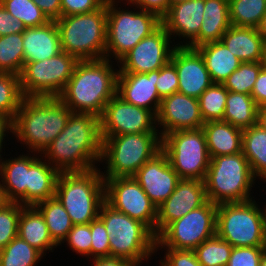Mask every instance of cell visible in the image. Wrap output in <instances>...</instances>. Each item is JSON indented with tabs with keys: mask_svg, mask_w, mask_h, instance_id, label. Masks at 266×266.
I'll list each match as a JSON object with an SVG mask.
<instances>
[{
	"mask_svg": "<svg viewBox=\"0 0 266 266\" xmlns=\"http://www.w3.org/2000/svg\"><path fill=\"white\" fill-rule=\"evenodd\" d=\"M102 144L100 118L72 112L63 131L41 156L59 172H83L97 168Z\"/></svg>",
	"mask_w": 266,
	"mask_h": 266,
	"instance_id": "obj_1",
	"label": "cell"
},
{
	"mask_svg": "<svg viewBox=\"0 0 266 266\" xmlns=\"http://www.w3.org/2000/svg\"><path fill=\"white\" fill-rule=\"evenodd\" d=\"M110 59L78 61L59 99L75 113L100 117L116 95L119 70ZM113 67V68H112Z\"/></svg>",
	"mask_w": 266,
	"mask_h": 266,
	"instance_id": "obj_2",
	"label": "cell"
},
{
	"mask_svg": "<svg viewBox=\"0 0 266 266\" xmlns=\"http://www.w3.org/2000/svg\"><path fill=\"white\" fill-rule=\"evenodd\" d=\"M71 113L58 97L24 98L12 120V135L26 144L28 153L42 154L63 131Z\"/></svg>",
	"mask_w": 266,
	"mask_h": 266,
	"instance_id": "obj_3",
	"label": "cell"
},
{
	"mask_svg": "<svg viewBox=\"0 0 266 266\" xmlns=\"http://www.w3.org/2000/svg\"><path fill=\"white\" fill-rule=\"evenodd\" d=\"M55 197L68 212L73 225L95 220L105 202L104 178L100 169L60 172Z\"/></svg>",
	"mask_w": 266,
	"mask_h": 266,
	"instance_id": "obj_4",
	"label": "cell"
},
{
	"mask_svg": "<svg viewBox=\"0 0 266 266\" xmlns=\"http://www.w3.org/2000/svg\"><path fill=\"white\" fill-rule=\"evenodd\" d=\"M98 217L110 238V257L142 265L157 253L156 236L145 224L113 209L106 202L101 205Z\"/></svg>",
	"mask_w": 266,
	"mask_h": 266,
	"instance_id": "obj_5",
	"label": "cell"
},
{
	"mask_svg": "<svg viewBox=\"0 0 266 266\" xmlns=\"http://www.w3.org/2000/svg\"><path fill=\"white\" fill-rule=\"evenodd\" d=\"M61 50L78 61L105 58L107 29V0L98 10L60 17L55 21Z\"/></svg>",
	"mask_w": 266,
	"mask_h": 266,
	"instance_id": "obj_6",
	"label": "cell"
},
{
	"mask_svg": "<svg viewBox=\"0 0 266 266\" xmlns=\"http://www.w3.org/2000/svg\"><path fill=\"white\" fill-rule=\"evenodd\" d=\"M102 140L100 161L106 164V171H101L103 178L133 177L162 150L160 132L123 134L102 137Z\"/></svg>",
	"mask_w": 266,
	"mask_h": 266,
	"instance_id": "obj_7",
	"label": "cell"
},
{
	"mask_svg": "<svg viewBox=\"0 0 266 266\" xmlns=\"http://www.w3.org/2000/svg\"><path fill=\"white\" fill-rule=\"evenodd\" d=\"M255 180L242 152L213 157L204 180L207 200L217 205L249 201Z\"/></svg>",
	"mask_w": 266,
	"mask_h": 266,
	"instance_id": "obj_8",
	"label": "cell"
},
{
	"mask_svg": "<svg viewBox=\"0 0 266 266\" xmlns=\"http://www.w3.org/2000/svg\"><path fill=\"white\" fill-rule=\"evenodd\" d=\"M120 1L123 0H107L105 58L116 61L162 25L157 14L138 7L137 11L118 8Z\"/></svg>",
	"mask_w": 266,
	"mask_h": 266,
	"instance_id": "obj_9",
	"label": "cell"
},
{
	"mask_svg": "<svg viewBox=\"0 0 266 266\" xmlns=\"http://www.w3.org/2000/svg\"><path fill=\"white\" fill-rule=\"evenodd\" d=\"M216 235L232 247H266V205L255 199L217 205Z\"/></svg>",
	"mask_w": 266,
	"mask_h": 266,
	"instance_id": "obj_10",
	"label": "cell"
},
{
	"mask_svg": "<svg viewBox=\"0 0 266 266\" xmlns=\"http://www.w3.org/2000/svg\"><path fill=\"white\" fill-rule=\"evenodd\" d=\"M162 151L180 179L205 180L211 158L202 128L165 134Z\"/></svg>",
	"mask_w": 266,
	"mask_h": 266,
	"instance_id": "obj_11",
	"label": "cell"
},
{
	"mask_svg": "<svg viewBox=\"0 0 266 266\" xmlns=\"http://www.w3.org/2000/svg\"><path fill=\"white\" fill-rule=\"evenodd\" d=\"M78 60L65 51L23 66L19 75L25 98L59 97L72 76Z\"/></svg>",
	"mask_w": 266,
	"mask_h": 266,
	"instance_id": "obj_12",
	"label": "cell"
},
{
	"mask_svg": "<svg viewBox=\"0 0 266 266\" xmlns=\"http://www.w3.org/2000/svg\"><path fill=\"white\" fill-rule=\"evenodd\" d=\"M217 204L207 200L202 206L171 222L157 237L159 248L194 250L216 235Z\"/></svg>",
	"mask_w": 266,
	"mask_h": 266,
	"instance_id": "obj_13",
	"label": "cell"
},
{
	"mask_svg": "<svg viewBox=\"0 0 266 266\" xmlns=\"http://www.w3.org/2000/svg\"><path fill=\"white\" fill-rule=\"evenodd\" d=\"M105 202L145 224L156 236L157 207L134 177L104 178Z\"/></svg>",
	"mask_w": 266,
	"mask_h": 266,
	"instance_id": "obj_14",
	"label": "cell"
},
{
	"mask_svg": "<svg viewBox=\"0 0 266 266\" xmlns=\"http://www.w3.org/2000/svg\"><path fill=\"white\" fill-rule=\"evenodd\" d=\"M99 118L102 137L159 132L152 111L132 105L117 94L106 104Z\"/></svg>",
	"mask_w": 266,
	"mask_h": 266,
	"instance_id": "obj_15",
	"label": "cell"
},
{
	"mask_svg": "<svg viewBox=\"0 0 266 266\" xmlns=\"http://www.w3.org/2000/svg\"><path fill=\"white\" fill-rule=\"evenodd\" d=\"M170 39L171 36L161 25L117 61L118 73H149L165 66L177 47L170 45Z\"/></svg>",
	"mask_w": 266,
	"mask_h": 266,
	"instance_id": "obj_16",
	"label": "cell"
},
{
	"mask_svg": "<svg viewBox=\"0 0 266 266\" xmlns=\"http://www.w3.org/2000/svg\"><path fill=\"white\" fill-rule=\"evenodd\" d=\"M156 121L161 137L169 132L199 129L204 124L198 99L180 92L161 99Z\"/></svg>",
	"mask_w": 266,
	"mask_h": 266,
	"instance_id": "obj_17",
	"label": "cell"
},
{
	"mask_svg": "<svg viewBox=\"0 0 266 266\" xmlns=\"http://www.w3.org/2000/svg\"><path fill=\"white\" fill-rule=\"evenodd\" d=\"M207 201L205 182L180 179L173 193L157 207L156 237L173 221Z\"/></svg>",
	"mask_w": 266,
	"mask_h": 266,
	"instance_id": "obj_18",
	"label": "cell"
},
{
	"mask_svg": "<svg viewBox=\"0 0 266 266\" xmlns=\"http://www.w3.org/2000/svg\"><path fill=\"white\" fill-rule=\"evenodd\" d=\"M204 8L205 0H184L170 5L167 13L161 18L162 26L171 38L176 34L175 37L182 36L181 38L186 41H180L175 46L193 49L199 47V31Z\"/></svg>",
	"mask_w": 266,
	"mask_h": 266,
	"instance_id": "obj_19",
	"label": "cell"
},
{
	"mask_svg": "<svg viewBox=\"0 0 266 266\" xmlns=\"http://www.w3.org/2000/svg\"><path fill=\"white\" fill-rule=\"evenodd\" d=\"M170 62L178 75V92L198 99L213 82L200 53L193 48L177 46Z\"/></svg>",
	"mask_w": 266,
	"mask_h": 266,
	"instance_id": "obj_20",
	"label": "cell"
},
{
	"mask_svg": "<svg viewBox=\"0 0 266 266\" xmlns=\"http://www.w3.org/2000/svg\"><path fill=\"white\" fill-rule=\"evenodd\" d=\"M133 177L156 207L173 193L180 180L162 150L146 162Z\"/></svg>",
	"mask_w": 266,
	"mask_h": 266,
	"instance_id": "obj_21",
	"label": "cell"
},
{
	"mask_svg": "<svg viewBox=\"0 0 266 266\" xmlns=\"http://www.w3.org/2000/svg\"><path fill=\"white\" fill-rule=\"evenodd\" d=\"M116 94L124 101L156 115L161 103L156 88V70L149 73H118Z\"/></svg>",
	"mask_w": 266,
	"mask_h": 266,
	"instance_id": "obj_22",
	"label": "cell"
},
{
	"mask_svg": "<svg viewBox=\"0 0 266 266\" xmlns=\"http://www.w3.org/2000/svg\"><path fill=\"white\" fill-rule=\"evenodd\" d=\"M38 155L40 156L39 153L33 152V154L24 155L22 153L8 160L0 158V180L9 201L27 206L29 166L38 158Z\"/></svg>",
	"mask_w": 266,
	"mask_h": 266,
	"instance_id": "obj_23",
	"label": "cell"
},
{
	"mask_svg": "<svg viewBox=\"0 0 266 266\" xmlns=\"http://www.w3.org/2000/svg\"><path fill=\"white\" fill-rule=\"evenodd\" d=\"M24 65L49 59L60 53V36L55 21L39 27L26 28L22 32Z\"/></svg>",
	"mask_w": 266,
	"mask_h": 266,
	"instance_id": "obj_24",
	"label": "cell"
},
{
	"mask_svg": "<svg viewBox=\"0 0 266 266\" xmlns=\"http://www.w3.org/2000/svg\"><path fill=\"white\" fill-rule=\"evenodd\" d=\"M221 41L241 62L265 61V42L257 28L231 25Z\"/></svg>",
	"mask_w": 266,
	"mask_h": 266,
	"instance_id": "obj_25",
	"label": "cell"
},
{
	"mask_svg": "<svg viewBox=\"0 0 266 266\" xmlns=\"http://www.w3.org/2000/svg\"><path fill=\"white\" fill-rule=\"evenodd\" d=\"M210 158L242 152L243 130L224 121L203 124Z\"/></svg>",
	"mask_w": 266,
	"mask_h": 266,
	"instance_id": "obj_26",
	"label": "cell"
},
{
	"mask_svg": "<svg viewBox=\"0 0 266 266\" xmlns=\"http://www.w3.org/2000/svg\"><path fill=\"white\" fill-rule=\"evenodd\" d=\"M18 236L43 255L53 252L57 244L52 240L44 216L35 206H24L18 221ZM53 250V251H52Z\"/></svg>",
	"mask_w": 266,
	"mask_h": 266,
	"instance_id": "obj_27",
	"label": "cell"
},
{
	"mask_svg": "<svg viewBox=\"0 0 266 266\" xmlns=\"http://www.w3.org/2000/svg\"><path fill=\"white\" fill-rule=\"evenodd\" d=\"M40 155L29 166L27 185V206L55 197L56 184L60 172Z\"/></svg>",
	"mask_w": 266,
	"mask_h": 266,
	"instance_id": "obj_28",
	"label": "cell"
},
{
	"mask_svg": "<svg viewBox=\"0 0 266 266\" xmlns=\"http://www.w3.org/2000/svg\"><path fill=\"white\" fill-rule=\"evenodd\" d=\"M195 49L202 56L213 83L223 84L241 64L222 41L203 44Z\"/></svg>",
	"mask_w": 266,
	"mask_h": 266,
	"instance_id": "obj_29",
	"label": "cell"
},
{
	"mask_svg": "<svg viewBox=\"0 0 266 266\" xmlns=\"http://www.w3.org/2000/svg\"><path fill=\"white\" fill-rule=\"evenodd\" d=\"M231 26L228 0H205L203 22L199 31V46L221 41Z\"/></svg>",
	"mask_w": 266,
	"mask_h": 266,
	"instance_id": "obj_30",
	"label": "cell"
},
{
	"mask_svg": "<svg viewBox=\"0 0 266 266\" xmlns=\"http://www.w3.org/2000/svg\"><path fill=\"white\" fill-rule=\"evenodd\" d=\"M242 153L254 177L266 182V131L257 124L243 129Z\"/></svg>",
	"mask_w": 266,
	"mask_h": 266,
	"instance_id": "obj_31",
	"label": "cell"
},
{
	"mask_svg": "<svg viewBox=\"0 0 266 266\" xmlns=\"http://www.w3.org/2000/svg\"><path fill=\"white\" fill-rule=\"evenodd\" d=\"M258 105L249 94L228 91L223 121L240 129L257 124Z\"/></svg>",
	"mask_w": 266,
	"mask_h": 266,
	"instance_id": "obj_32",
	"label": "cell"
},
{
	"mask_svg": "<svg viewBox=\"0 0 266 266\" xmlns=\"http://www.w3.org/2000/svg\"><path fill=\"white\" fill-rule=\"evenodd\" d=\"M35 207L44 216L52 240L58 246L62 245V241L73 227L68 212L56 197L41 201Z\"/></svg>",
	"mask_w": 266,
	"mask_h": 266,
	"instance_id": "obj_33",
	"label": "cell"
},
{
	"mask_svg": "<svg viewBox=\"0 0 266 266\" xmlns=\"http://www.w3.org/2000/svg\"><path fill=\"white\" fill-rule=\"evenodd\" d=\"M230 24L258 28L266 14V0H228Z\"/></svg>",
	"mask_w": 266,
	"mask_h": 266,
	"instance_id": "obj_34",
	"label": "cell"
},
{
	"mask_svg": "<svg viewBox=\"0 0 266 266\" xmlns=\"http://www.w3.org/2000/svg\"><path fill=\"white\" fill-rule=\"evenodd\" d=\"M43 257L39 250L16 236L0 250V266H37Z\"/></svg>",
	"mask_w": 266,
	"mask_h": 266,
	"instance_id": "obj_35",
	"label": "cell"
},
{
	"mask_svg": "<svg viewBox=\"0 0 266 266\" xmlns=\"http://www.w3.org/2000/svg\"><path fill=\"white\" fill-rule=\"evenodd\" d=\"M22 33L0 37V72L20 75L24 66Z\"/></svg>",
	"mask_w": 266,
	"mask_h": 266,
	"instance_id": "obj_36",
	"label": "cell"
},
{
	"mask_svg": "<svg viewBox=\"0 0 266 266\" xmlns=\"http://www.w3.org/2000/svg\"><path fill=\"white\" fill-rule=\"evenodd\" d=\"M228 90L223 84L213 83L198 98L204 123L223 121Z\"/></svg>",
	"mask_w": 266,
	"mask_h": 266,
	"instance_id": "obj_37",
	"label": "cell"
},
{
	"mask_svg": "<svg viewBox=\"0 0 266 266\" xmlns=\"http://www.w3.org/2000/svg\"><path fill=\"white\" fill-rule=\"evenodd\" d=\"M24 98L19 75L0 72V114L13 120Z\"/></svg>",
	"mask_w": 266,
	"mask_h": 266,
	"instance_id": "obj_38",
	"label": "cell"
},
{
	"mask_svg": "<svg viewBox=\"0 0 266 266\" xmlns=\"http://www.w3.org/2000/svg\"><path fill=\"white\" fill-rule=\"evenodd\" d=\"M232 250L227 241L215 235L201 243L194 252L202 266H226Z\"/></svg>",
	"mask_w": 266,
	"mask_h": 266,
	"instance_id": "obj_39",
	"label": "cell"
},
{
	"mask_svg": "<svg viewBox=\"0 0 266 266\" xmlns=\"http://www.w3.org/2000/svg\"><path fill=\"white\" fill-rule=\"evenodd\" d=\"M0 3L26 28L39 27L50 21L32 0H0Z\"/></svg>",
	"mask_w": 266,
	"mask_h": 266,
	"instance_id": "obj_40",
	"label": "cell"
},
{
	"mask_svg": "<svg viewBox=\"0 0 266 266\" xmlns=\"http://www.w3.org/2000/svg\"><path fill=\"white\" fill-rule=\"evenodd\" d=\"M265 62H241L224 82L223 85L228 91L251 95L254 83Z\"/></svg>",
	"mask_w": 266,
	"mask_h": 266,
	"instance_id": "obj_41",
	"label": "cell"
},
{
	"mask_svg": "<svg viewBox=\"0 0 266 266\" xmlns=\"http://www.w3.org/2000/svg\"><path fill=\"white\" fill-rule=\"evenodd\" d=\"M23 207L10 201L0 208V250L18 236V221Z\"/></svg>",
	"mask_w": 266,
	"mask_h": 266,
	"instance_id": "obj_42",
	"label": "cell"
},
{
	"mask_svg": "<svg viewBox=\"0 0 266 266\" xmlns=\"http://www.w3.org/2000/svg\"><path fill=\"white\" fill-rule=\"evenodd\" d=\"M91 222L88 224L73 225L66 238L62 243L66 242L67 246L76 254L83 257H91ZM90 256V257H89Z\"/></svg>",
	"mask_w": 266,
	"mask_h": 266,
	"instance_id": "obj_43",
	"label": "cell"
},
{
	"mask_svg": "<svg viewBox=\"0 0 266 266\" xmlns=\"http://www.w3.org/2000/svg\"><path fill=\"white\" fill-rule=\"evenodd\" d=\"M91 236V259L110 257V238L103 221L99 217L91 221Z\"/></svg>",
	"mask_w": 266,
	"mask_h": 266,
	"instance_id": "obj_44",
	"label": "cell"
},
{
	"mask_svg": "<svg viewBox=\"0 0 266 266\" xmlns=\"http://www.w3.org/2000/svg\"><path fill=\"white\" fill-rule=\"evenodd\" d=\"M156 88L161 99L178 92L177 70L171 62L156 70Z\"/></svg>",
	"mask_w": 266,
	"mask_h": 266,
	"instance_id": "obj_45",
	"label": "cell"
},
{
	"mask_svg": "<svg viewBox=\"0 0 266 266\" xmlns=\"http://www.w3.org/2000/svg\"><path fill=\"white\" fill-rule=\"evenodd\" d=\"M266 247H233L226 266H259Z\"/></svg>",
	"mask_w": 266,
	"mask_h": 266,
	"instance_id": "obj_46",
	"label": "cell"
},
{
	"mask_svg": "<svg viewBox=\"0 0 266 266\" xmlns=\"http://www.w3.org/2000/svg\"><path fill=\"white\" fill-rule=\"evenodd\" d=\"M167 249L164 259L160 260V266H202L195 255L194 250L186 249Z\"/></svg>",
	"mask_w": 266,
	"mask_h": 266,
	"instance_id": "obj_47",
	"label": "cell"
},
{
	"mask_svg": "<svg viewBox=\"0 0 266 266\" xmlns=\"http://www.w3.org/2000/svg\"><path fill=\"white\" fill-rule=\"evenodd\" d=\"M105 3L106 0H61V17L91 13Z\"/></svg>",
	"mask_w": 266,
	"mask_h": 266,
	"instance_id": "obj_48",
	"label": "cell"
},
{
	"mask_svg": "<svg viewBox=\"0 0 266 266\" xmlns=\"http://www.w3.org/2000/svg\"><path fill=\"white\" fill-rule=\"evenodd\" d=\"M26 27L13 17L0 3V37L15 33H22Z\"/></svg>",
	"mask_w": 266,
	"mask_h": 266,
	"instance_id": "obj_49",
	"label": "cell"
},
{
	"mask_svg": "<svg viewBox=\"0 0 266 266\" xmlns=\"http://www.w3.org/2000/svg\"><path fill=\"white\" fill-rule=\"evenodd\" d=\"M125 4L131 7H138L141 10L150 11L162 18L170 7V0H124Z\"/></svg>",
	"mask_w": 266,
	"mask_h": 266,
	"instance_id": "obj_50",
	"label": "cell"
},
{
	"mask_svg": "<svg viewBox=\"0 0 266 266\" xmlns=\"http://www.w3.org/2000/svg\"><path fill=\"white\" fill-rule=\"evenodd\" d=\"M255 103L261 107L266 105V64L264 63L258 74L251 93Z\"/></svg>",
	"mask_w": 266,
	"mask_h": 266,
	"instance_id": "obj_51",
	"label": "cell"
},
{
	"mask_svg": "<svg viewBox=\"0 0 266 266\" xmlns=\"http://www.w3.org/2000/svg\"><path fill=\"white\" fill-rule=\"evenodd\" d=\"M50 21L61 17V0H32Z\"/></svg>",
	"mask_w": 266,
	"mask_h": 266,
	"instance_id": "obj_52",
	"label": "cell"
},
{
	"mask_svg": "<svg viewBox=\"0 0 266 266\" xmlns=\"http://www.w3.org/2000/svg\"><path fill=\"white\" fill-rule=\"evenodd\" d=\"M93 266H132L133 264L120 257H99L91 259Z\"/></svg>",
	"mask_w": 266,
	"mask_h": 266,
	"instance_id": "obj_53",
	"label": "cell"
},
{
	"mask_svg": "<svg viewBox=\"0 0 266 266\" xmlns=\"http://www.w3.org/2000/svg\"><path fill=\"white\" fill-rule=\"evenodd\" d=\"M12 133V120L5 115L0 114V158L6 133Z\"/></svg>",
	"mask_w": 266,
	"mask_h": 266,
	"instance_id": "obj_54",
	"label": "cell"
},
{
	"mask_svg": "<svg viewBox=\"0 0 266 266\" xmlns=\"http://www.w3.org/2000/svg\"><path fill=\"white\" fill-rule=\"evenodd\" d=\"M257 125L266 131V105L258 107Z\"/></svg>",
	"mask_w": 266,
	"mask_h": 266,
	"instance_id": "obj_55",
	"label": "cell"
},
{
	"mask_svg": "<svg viewBox=\"0 0 266 266\" xmlns=\"http://www.w3.org/2000/svg\"><path fill=\"white\" fill-rule=\"evenodd\" d=\"M257 29L259 31V34L263 37L264 42L266 43V14L262 18V21Z\"/></svg>",
	"mask_w": 266,
	"mask_h": 266,
	"instance_id": "obj_56",
	"label": "cell"
},
{
	"mask_svg": "<svg viewBox=\"0 0 266 266\" xmlns=\"http://www.w3.org/2000/svg\"><path fill=\"white\" fill-rule=\"evenodd\" d=\"M8 202L10 201L7 199L2 182L0 181V208L5 206Z\"/></svg>",
	"mask_w": 266,
	"mask_h": 266,
	"instance_id": "obj_57",
	"label": "cell"
},
{
	"mask_svg": "<svg viewBox=\"0 0 266 266\" xmlns=\"http://www.w3.org/2000/svg\"><path fill=\"white\" fill-rule=\"evenodd\" d=\"M259 266H266V252L263 254V256L261 257Z\"/></svg>",
	"mask_w": 266,
	"mask_h": 266,
	"instance_id": "obj_58",
	"label": "cell"
},
{
	"mask_svg": "<svg viewBox=\"0 0 266 266\" xmlns=\"http://www.w3.org/2000/svg\"><path fill=\"white\" fill-rule=\"evenodd\" d=\"M180 1H184V0H170V5L173 4V3L180 2Z\"/></svg>",
	"mask_w": 266,
	"mask_h": 266,
	"instance_id": "obj_59",
	"label": "cell"
},
{
	"mask_svg": "<svg viewBox=\"0 0 266 266\" xmlns=\"http://www.w3.org/2000/svg\"><path fill=\"white\" fill-rule=\"evenodd\" d=\"M265 64H266V43H265Z\"/></svg>",
	"mask_w": 266,
	"mask_h": 266,
	"instance_id": "obj_60",
	"label": "cell"
}]
</instances>
